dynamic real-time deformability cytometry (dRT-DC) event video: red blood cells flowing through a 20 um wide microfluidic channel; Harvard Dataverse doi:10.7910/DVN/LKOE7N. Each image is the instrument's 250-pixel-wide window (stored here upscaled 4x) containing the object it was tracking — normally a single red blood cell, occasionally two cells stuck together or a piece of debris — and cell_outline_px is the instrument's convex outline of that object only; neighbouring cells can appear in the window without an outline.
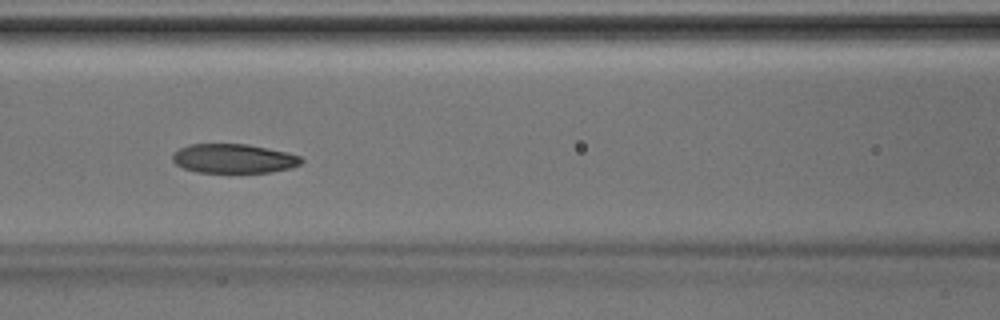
{"species": "Egyptian fruit bat (a non-hibernating species)", "species_latin": "Rousettus aegyptiacus", "temperature_condition": "room temperature", "stored_images_in_passage": 43, "camera_frame_rate_fps": 3000, "um_per_image_px": 0.085, "animal": {"sex": "male"}, "frame": {"image": 1, "passage_image": 19, "time_ms": 6.0, "image_size_px": [1000, 320], "cell_outline_px": [[304, 160], [300, 164], [292, 168], [268, 172], [196, 172], [184, 168], [176, 164], [172, 160], [172, 156], [180, 148], [188, 144], [248, 144], [288, 152], [300, 156]], "centroid_in_image_um": [19.88, 13.47], "position_along_channel_um": 146.7, "area_um2": 21.91}}